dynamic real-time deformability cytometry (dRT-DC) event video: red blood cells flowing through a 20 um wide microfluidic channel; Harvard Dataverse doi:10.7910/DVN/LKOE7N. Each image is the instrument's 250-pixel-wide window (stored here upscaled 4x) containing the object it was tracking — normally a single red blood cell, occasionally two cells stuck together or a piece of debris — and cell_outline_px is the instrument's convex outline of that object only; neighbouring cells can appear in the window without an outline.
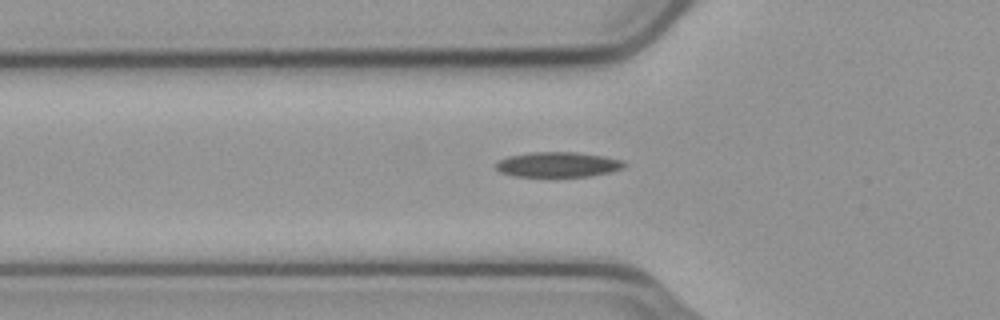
{"species": "common noctule bat (a hibernating species)", "species_latin": "Nyctalus noctula", "temperature_condition": "cold", "stored_images_in_passage": 34, "camera_frame_rate_fps": 3000, "um_per_image_px": 0.085, "animal": {"sex": "male", "body_mass_g": 23.1, "forearm_length_mm": 52.7}, "frame": {"image": 1, "passage_image": 2, "time_ms": 0.333, "image_size_px": [1000, 320], "cell_outline_px": [[628, 164], [624, 168], [592, 176], [516, 176], [500, 172], [496, 168], [496, 164], [500, 160], [508, 156], [528, 152], [576, 152], [604, 156], [624, 160]], "centroid_in_image_um": [47.47, 13.97], "position_along_channel_um": 78.3, "area_um2": 18.79}}
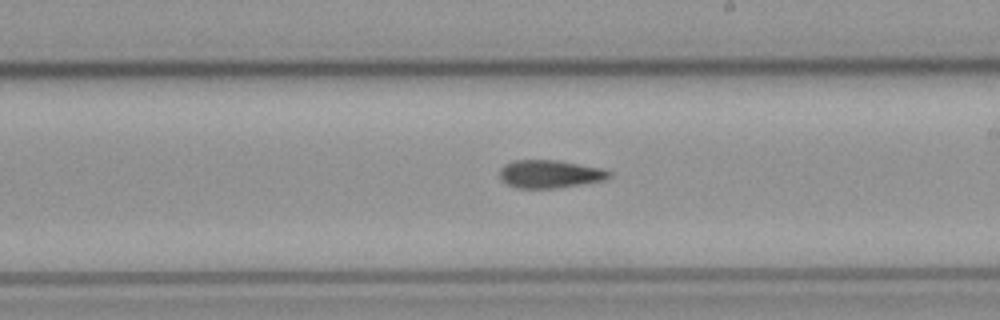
{"frame": {"image": 2, "passage_image": 15, "time_ms": 4.667, "image_size_px": [1000, 320], "cell_outline_px": [[612, 176], [604, 180], [556, 188], [516, 188], [500, 180], [500, 168], [504, 164], [516, 160], [560, 160], [604, 168], [612, 172]], "centroid_in_image_um": [46.76, 14.78], "position_along_channel_um": 242.2, "area_um2": 18.03}}
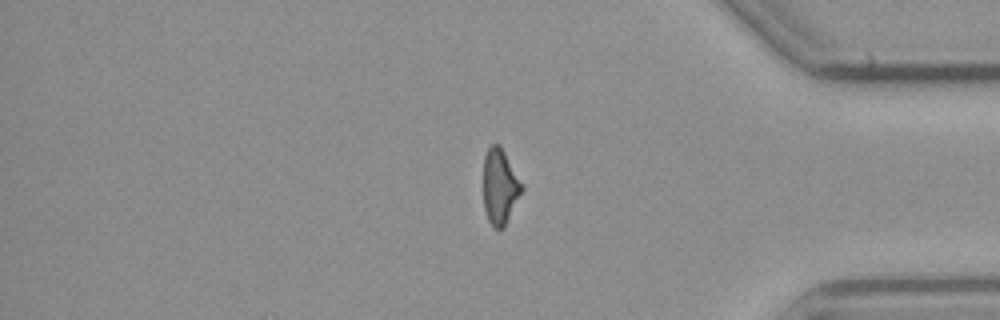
{"frame": {"image": 3, "passage_image": 29, "time_ms": 9.333, "image_size_px": [1000, 320], "cell_outline_px": [[524, 188], [504, 228], [496, 228], [488, 220], [484, 208], [484, 156], [488, 148], [492, 144], [500, 144]], "centroid_in_image_um": [42.49, 15.86], "position_along_channel_um": 392.7, "area_um2": 16.65}}